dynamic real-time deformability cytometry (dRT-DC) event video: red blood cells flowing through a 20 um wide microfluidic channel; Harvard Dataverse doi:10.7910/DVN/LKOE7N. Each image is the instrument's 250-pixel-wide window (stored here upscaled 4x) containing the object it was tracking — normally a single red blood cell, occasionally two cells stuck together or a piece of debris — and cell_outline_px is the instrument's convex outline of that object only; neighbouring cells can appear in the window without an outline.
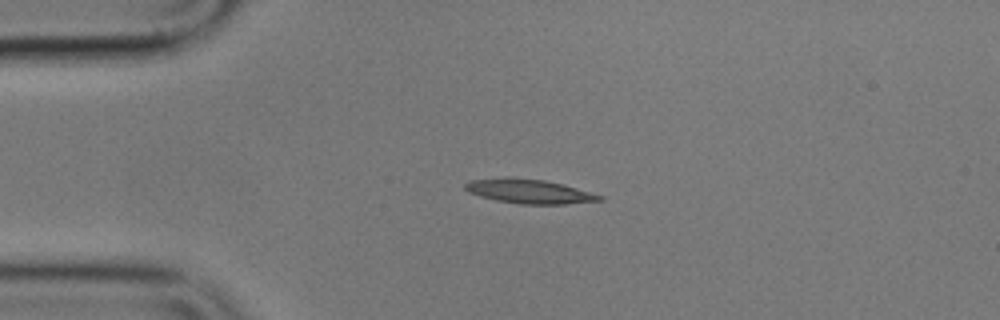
{"species": "common noctule bat (a hibernating species)", "species_latin": "Nyctalus noctula", "temperature_condition": "cold", "stored_images_in_passage": 44, "camera_frame_rate_fps": 3000, "um_per_image_px": 0.085, "animal": {"sex": "male", "body_mass_g": 17.9}, "frame": {"image": 1, "passage_image": 1, "time_ms": 0.0, "image_size_px": [1000, 320], "cell_outline_px": [[604, 200], [564, 204], [520, 204], [496, 200], [480, 196], [468, 192], [464, 188], [464, 184], [468, 180], [504, 176], [512, 176], [544, 180], [564, 184], [604, 196]], "centroid_in_image_um": [44.94, 16.24], "position_along_channel_um": 40.1, "area_um2": 19.36}}
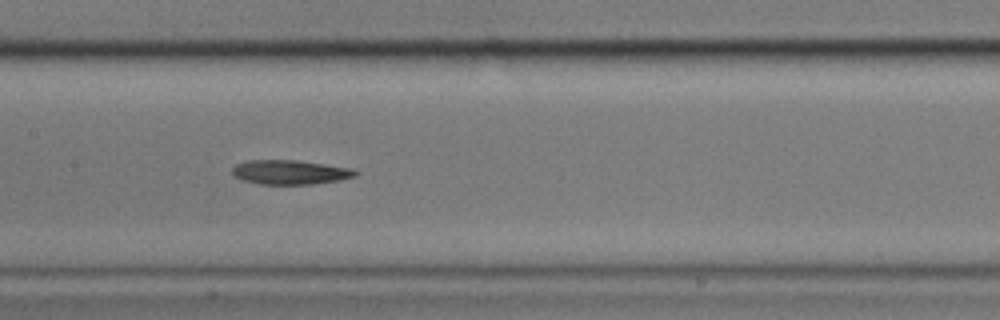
{"frame": {"image": 2, "passage_image": 15, "time_ms": 4.667, "image_size_px": [1000, 320], "cell_outline_px": [[360, 172], [356, 176], [340, 180], [312, 184], [260, 184], [240, 180], [232, 172], [232, 168], [236, 164], [248, 160], [296, 160], [352, 168]], "centroid_in_image_um": [24.67, 14.64], "position_along_channel_um": 182.7, "area_um2": 17.51}}
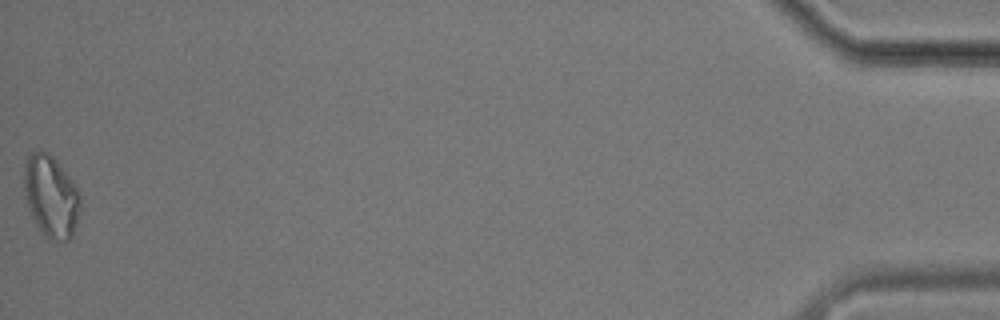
{"frame": {"image": 3, "passage_image": 44, "time_ms": 14.333, "image_size_px": [1000, 320], "cell_outline_px": [[80, 208], [72, 236], [68, 240], [60, 244], [44, 236], [36, 224], [28, 208], [24, 188], [24, 164], [28, 156], [32, 152], [48, 152], [56, 160], [72, 180], [80, 192]], "centroid_in_image_um": [4.34, 16.72], "position_along_channel_um": 430.9, "area_um2": 26.88}}